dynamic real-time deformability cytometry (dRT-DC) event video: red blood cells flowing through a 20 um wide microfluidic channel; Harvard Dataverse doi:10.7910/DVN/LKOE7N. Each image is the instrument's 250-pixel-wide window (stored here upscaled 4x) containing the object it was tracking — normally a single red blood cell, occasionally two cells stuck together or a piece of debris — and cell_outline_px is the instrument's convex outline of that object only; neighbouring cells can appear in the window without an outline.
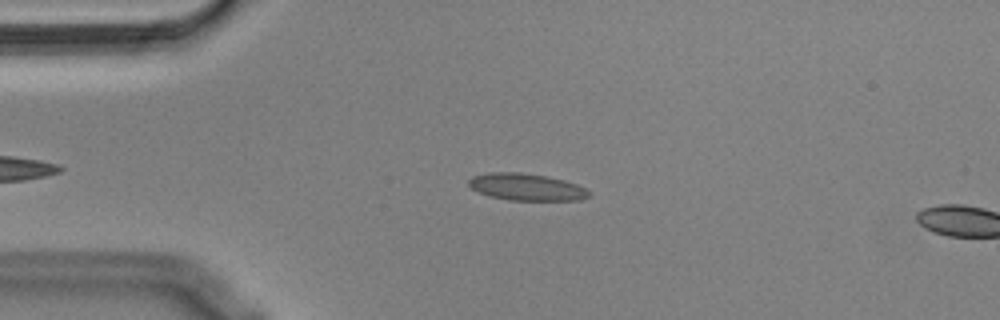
{"species": "Egyptian fruit bat (a non-hibernating species)", "species_latin": "Rousettus aegyptiacus", "temperature_condition": "cold", "stored_images_in_passage": 13, "camera_frame_rate_fps": 3000, "um_per_image_px": 0.085, "animal": {"sex": "male"}, "frame": {"image": 1, "passage_image": 11, "time_ms": 3.333, "image_size_px": [1000, 320], "cell_outline_px": [[592, 192], [588, 196], [580, 200], [508, 200], [488, 196], [472, 188], [468, 184], [468, 180], [472, 176], [488, 172], [520, 172], [544, 176], [564, 180], [576, 184]], "centroid_in_image_um": [44.72, 15.89], "position_along_channel_um": 40.3, "area_um2": 18.84}}